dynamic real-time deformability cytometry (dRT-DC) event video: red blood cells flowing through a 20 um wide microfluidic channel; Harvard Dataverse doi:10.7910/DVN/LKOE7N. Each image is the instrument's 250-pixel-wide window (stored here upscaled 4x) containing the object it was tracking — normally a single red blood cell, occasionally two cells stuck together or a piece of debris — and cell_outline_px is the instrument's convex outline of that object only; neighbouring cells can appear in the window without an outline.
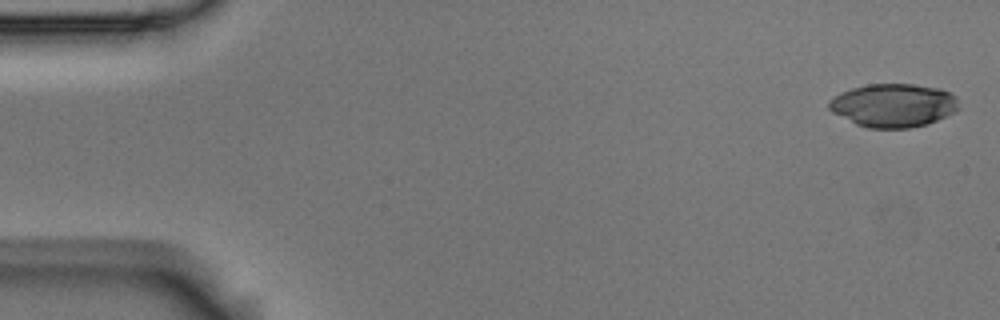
{"species": "Egyptian fruit bat (a non-hibernating species)", "species_latin": "Rousettus aegyptiacus", "temperature_condition": "room temperature", "stored_images_in_passage": 5, "camera_frame_rate_fps": 3000, "um_per_image_px": 0.085, "animal": {"sex": "male"}, "frame": {"image": 1, "passage_image": 1, "time_ms": 0.0, "image_size_px": [1000, 320], "cell_outline_px": [[960, 108], [936, 120], [924, 124], [908, 128], [868, 128], [856, 124], [832, 112], [828, 108], [828, 100], [840, 92], [852, 88], [868, 84], [912, 84], [940, 88], [956, 96]], "centroid_in_image_um": [75.91, 8.94], "position_along_channel_um": 9.1, "area_um2": 32.71}}